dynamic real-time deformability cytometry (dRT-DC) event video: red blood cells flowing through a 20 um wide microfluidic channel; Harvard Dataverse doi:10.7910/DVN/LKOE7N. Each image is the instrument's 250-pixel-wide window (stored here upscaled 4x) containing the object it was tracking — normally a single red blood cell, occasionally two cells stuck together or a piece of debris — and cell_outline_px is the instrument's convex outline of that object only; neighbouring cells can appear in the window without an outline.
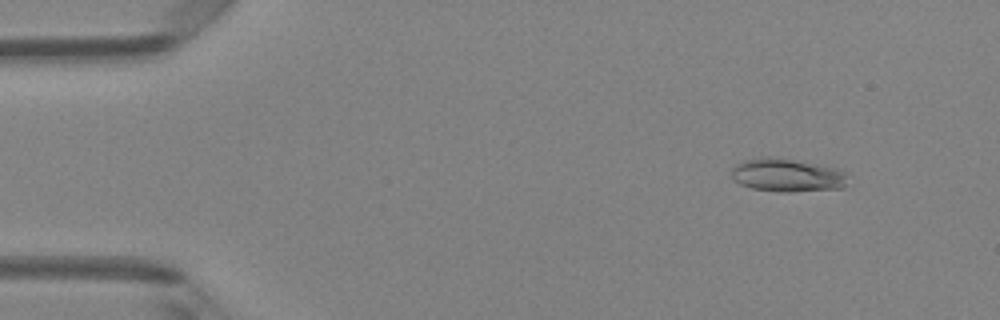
{"species": "Egyptian fruit bat (a non-hibernating species)", "species_latin": "Rousettus aegyptiacus", "temperature_condition": "room temperature", "stored_images_in_passage": 48, "camera_frame_rate_fps": 3000, "um_per_image_px": 0.085, "animal": {"sex": "female"}, "frame": {"image": 1, "passage_image": 5, "time_ms": 1.333, "image_size_px": [1000, 320], "cell_outline_px": [[844, 188], [792, 192], [780, 192], [752, 188], [740, 184], [732, 180], [732, 168], [736, 164], [744, 160], [764, 156], [768, 156], [796, 160], [840, 168], [844, 172]], "centroid_in_image_um": [66.87, 14.88], "position_along_channel_um": 18.1, "area_um2": 22.6}}
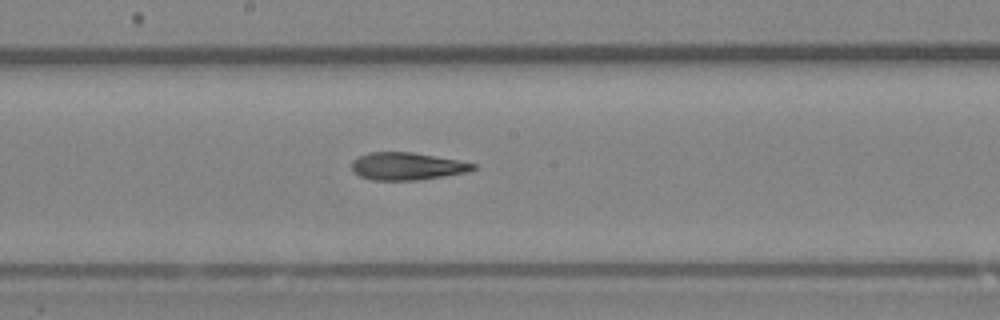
{"frame": {"image": 2, "passage_image": 26, "time_ms": 8.333, "image_size_px": [1000, 320], "cell_outline_px": [[476, 168], [468, 172], [444, 176], [416, 180], [372, 180], [360, 176], [352, 168], [352, 160], [360, 156], [372, 152], [412, 152], [456, 160], [476, 164]], "centroid_in_image_um": [34.6, 14.13], "position_along_channel_um": 213.6, "area_um2": 19.19}}
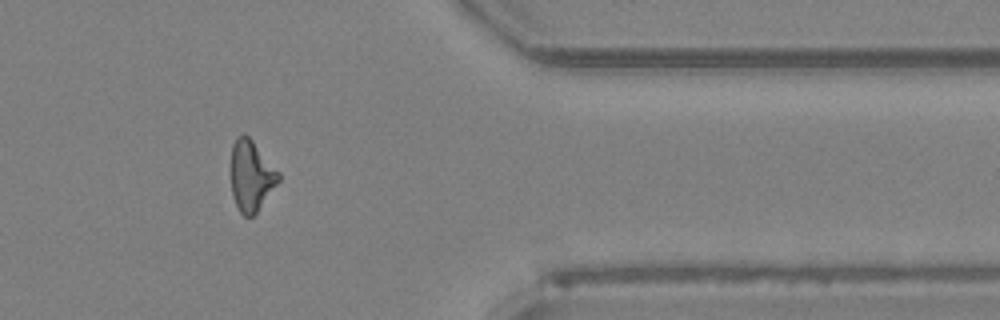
{"frame": {"image": 3, "passage_image": 40, "time_ms": 13.0, "image_size_px": [1000, 320], "cell_outline_px": [[280, 180], [256, 212], [252, 216], [244, 216], [240, 212], [232, 196], [232, 144], [236, 136], [244, 132], [252, 140], [280, 172]], "centroid_in_image_um": [21.36, 14.91], "position_along_channel_um": 390.0, "area_um2": 19.42}, "authors_computed_cell_mechanics": {"area_um2": 19.9121, "velocity_mm_per_s": 4.1862, "shape_relaxation_time_tau1_ms": null, "shape_relaxation_time_tau2_ms": 8.6626, "deformation_change_tau1": null, "deformation_change_tau2": 0.2309}}